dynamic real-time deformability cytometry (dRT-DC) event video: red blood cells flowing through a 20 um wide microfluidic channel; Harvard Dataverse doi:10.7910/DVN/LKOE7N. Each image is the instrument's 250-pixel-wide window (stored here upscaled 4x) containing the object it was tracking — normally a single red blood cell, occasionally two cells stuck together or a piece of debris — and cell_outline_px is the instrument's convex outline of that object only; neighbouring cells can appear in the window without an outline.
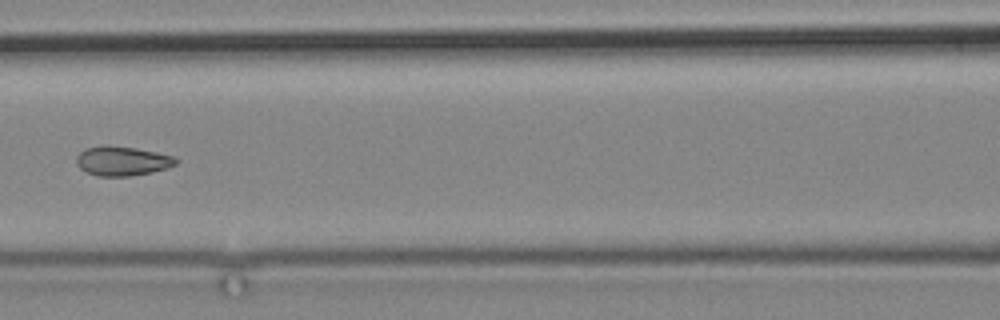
{"species": "common noctule bat (a hibernating species)", "species_latin": "Nyctalus noctula", "temperature_condition": "cold", "stored_images_in_passage": 16, "camera_frame_rate_fps": 3000, "um_per_image_px": 0.085, "animal": {"sex": "male", "body_mass_g": 19.2, "forearm_length_mm": 51.8}, "frame": {"image": 1, "passage_image": 12, "time_ms": 13.667, "image_size_px": [1000, 320], "cell_outline_px": [[180, 160], [176, 164], [168, 168], [152, 172], [128, 176], [96, 176], [80, 168], [76, 164], [76, 156], [84, 148], [104, 144], [108, 144], [136, 148], [156, 152], [172, 156]], "centroid_in_image_um": [10.37, 13.67], "position_along_channel_um": 156.2, "area_um2": 17.28}}
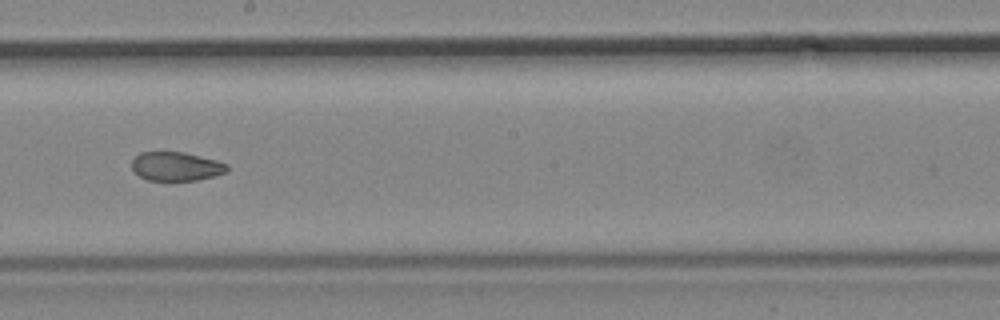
{"frame": {"image": 2, "passage_image": 14, "time_ms": 16.0, "image_size_px": [1000, 320], "cell_outline_px": [[228, 172], [196, 180], [148, 180], [140, 176], [132, 168], [132, 160], [140, 152], [184, 152], [216, 160], [228, 164]], "centroid_in_image_um": [14.98, 14.13], "position_along_channel_um": 233.2, "area_um2": 15.9}}
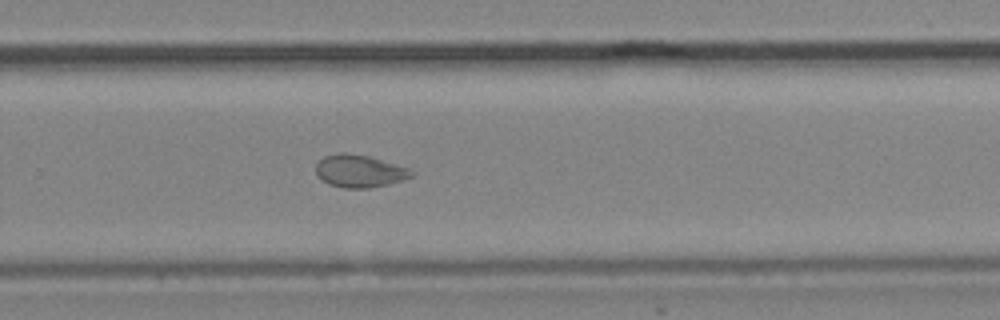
{"frame": {"image": 3, "passage_image": 16, "time_ms": 18.0, "image_size_px": [1000, 320], "cell_outline_px": [[416, 172], [412, 176], [388, 184], [368, 188], [344, 188], [328, 184], [316, 172], [316, 164], [324, 156], [336, 152], [344, 152], [368, 156], [408, 168]], "centroid_in_image_um": [30.54, 14.53], "position_along_channel_um": 299.3, "area_um2": 17.92}}